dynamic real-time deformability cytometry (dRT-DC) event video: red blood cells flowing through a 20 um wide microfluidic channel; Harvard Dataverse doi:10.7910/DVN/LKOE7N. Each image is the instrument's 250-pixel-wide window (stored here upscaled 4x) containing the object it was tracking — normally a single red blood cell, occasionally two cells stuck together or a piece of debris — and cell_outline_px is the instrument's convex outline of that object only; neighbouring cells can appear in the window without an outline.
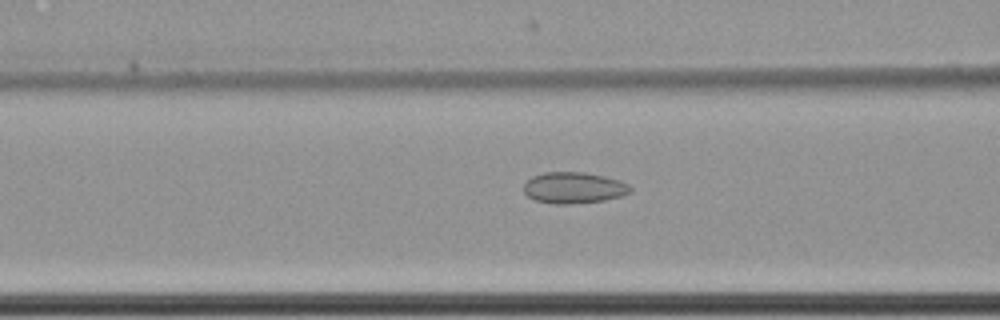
{"species": "common noctule bat (a hibernating species)", "species_latin": "Nyctalus noctula", "temperature_condition": "cold", "stored_images_in_passage": 55, "camera_frame_rate_fps": 3000, "um_per_image_px": 0.085, "animal": {"sex": "female", "body_mass_g": 22.7, "forearm_length_mm": 54.2}, "frame": {"image": 1, "passage_image": 20, "time_ms": 6.333, "image_size_px": [1000, 320], "cell_outline_px": [[632, 192], [620, 196], [604, 200], [568, 204], [556, 204], [536, 200], [528, 196], [524, 192], [524, 184], [532, 176], [544, 172], [584, 172], [604, 176], [620, 180], [628, 184], [632, 188]], "centroid_in_image_um": [48.78, 15.95], "position_along_channel_um": 117.8, "area_um2": 19.36}}
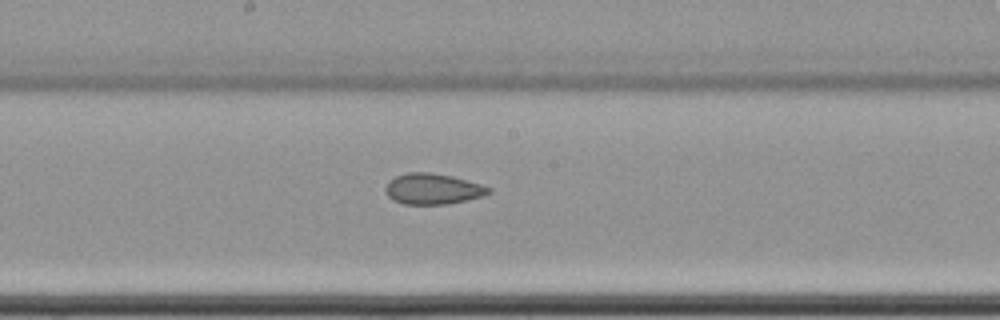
{"frame": {"image": 2, "passage_image": 28, "time_ms": 9.0, "image_size_px": [1000, 320], "cell_outline_px": [[492, 192], [484, 196], [448, 204], [404, 204], [392, 200], [384, 192], [384, 188], [388, 180], [396, 176], [408, 172], [428, 172], [452, 176], [480, 184], [492, 188]], "centroid_in_image_um": [36.76, 16.06], "position_along_channel_um": 211.4, "area_um2": 18.67}}
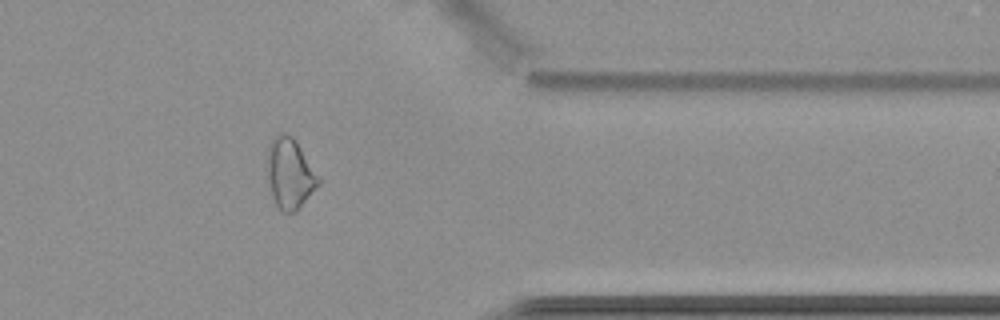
{"frame": {"image": 3, "passage_image": 44, "time_ms": 14.333, "image_size_px": [1000, 320], "cell_outline_px": [[320, 184], [296, 212], [284, 212], [276, 204], [272, 196], [268, 180], [268, 144], [280, 132], [284, 132], [292, 136], [296, 140], [320, 180]], "centroid_in_image_um": [24.64, 14.74], "position_along_channel_um": 386.8, "area_um2": 20.69}, "authors_computed_cell_mechanics": {"area_um2": 20.6924, "velocity_mm_per_s": 3.5075, "shape_relaxation_time_tau1_ms": null, "shape_relaxation_time_tau2_ms": 6.1702, "deformation_change_tau1": null, "deformation_change_tau2": 0.1102}}